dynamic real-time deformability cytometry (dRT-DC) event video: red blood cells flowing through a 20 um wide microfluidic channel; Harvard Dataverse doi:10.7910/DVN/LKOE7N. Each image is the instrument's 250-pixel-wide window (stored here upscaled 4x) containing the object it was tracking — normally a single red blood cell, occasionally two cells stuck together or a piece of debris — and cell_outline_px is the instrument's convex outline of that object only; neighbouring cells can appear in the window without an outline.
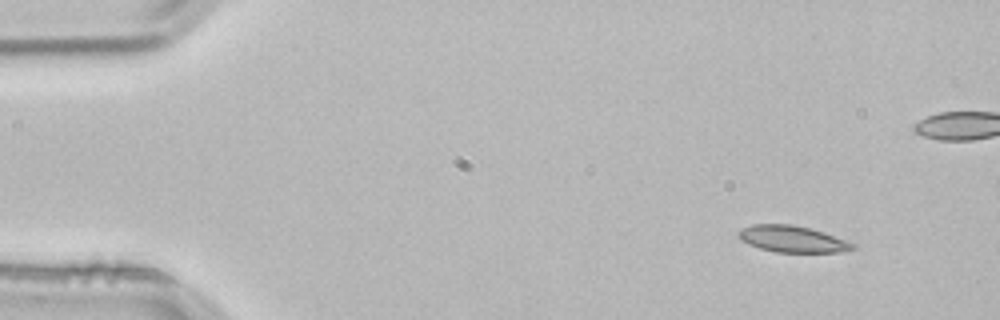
{"species": "common noctule bat (a hibernating species)", "species_latin": "Nyctalus noctula", "temperature_condition": "room temperature", "stored_images_in_passage": 4, "camera_frame_rate_fps": 3000, "um_per_image_px": 0.085, "animal": {"sex": "male", "body_mass_g": 21.5, "forearm_length_mm": 52.0}, "frame": {"image": 1, "passage_image": 1, "time_ms": 0.0, "image_size_px": [1000, 320], "cell_outline_px": [[856, 248], [840, 252], [776, 252], [760, 248], [748, 244], [740, 240], [736, 236], [736, 232], [740, 228], [752, 224], [792, 224], [824, 232], [856, 244]], "centroid_in_image_um": [67.3, 20.31], "position_along_channel_um": 17.7, "area_um2": 17.8}}